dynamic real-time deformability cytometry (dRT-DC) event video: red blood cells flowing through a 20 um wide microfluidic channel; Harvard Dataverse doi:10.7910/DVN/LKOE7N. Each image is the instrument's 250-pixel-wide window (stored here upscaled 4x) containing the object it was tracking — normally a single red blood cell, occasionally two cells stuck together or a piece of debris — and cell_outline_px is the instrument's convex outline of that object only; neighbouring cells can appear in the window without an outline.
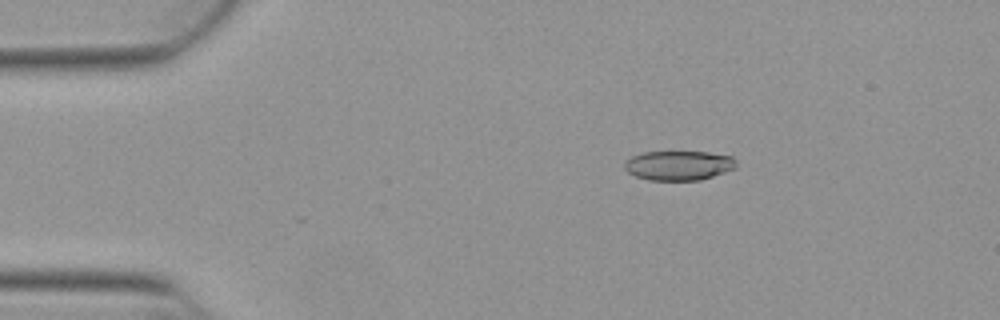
{"species": "Egyptian fruit bat (a non-hibernating species)", "species_latin": "Rousettus aegyptiacus", "temperature_condition": "warm", "stored_images_in_passage": 52, "camera_frame_rate_fps": 3000, "um_per_image_px": 0.085, "animal": {"sex": "female"}, "frame": {"image": 1, "passage_image": 8, "time_ms": 2.333, "image_size_px": [1000, 320], "cell_outline_px": [[736, 168], [700, 180], [648, 180], [636, 176], [628, 172], [624, 168], [624, 164], [632, 156], [644, 152], [708, 152], [732, 156], [736, 160]], "centroid_in_image_um": [57.7, 14.06], "position_along_channel_um": 27.3, "area_um2": 19.13}}
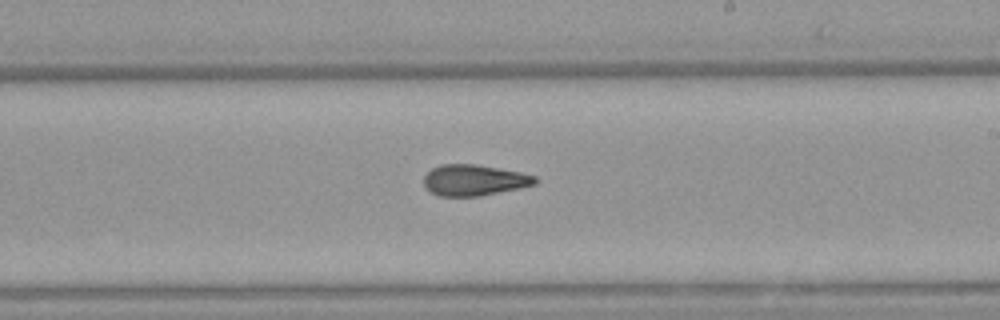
{"frame": {"image": 2, "passage_image": 30, "time_ms": 9.667, "image_size_px": [1000, 320], "cell_outline_px": [[536, 184], [520, 188], [480, 196], [440, 196], [432, 192], [424, 184], [424, 176], [432, 168], [440, 164], [476, 164], [520, 172], [536, 176]], "centroid_in_image_um": [40.31, 15.31], "position_along_channel_um": 248.7, "area_um2": 20.0}}
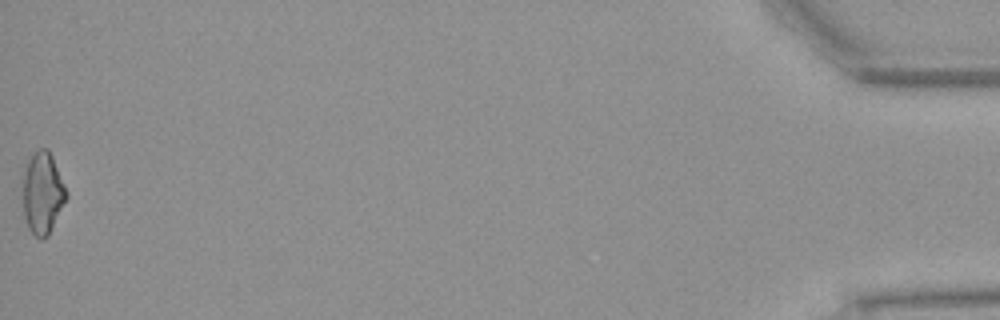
{"frame": {"image": 3, "passage_image": 52, "time_ms": 17.0, "image_size_px": [1000, 320], "cell_outline_px": [[68, 196], [48, 236], [40, 240], [28, 228], [24, 216], [24, 172], [28, 160], [40, 148], [48, 148], [52, 156], [68, 192]], "centroid_in_image_um": [3.65, 16.43], "position_along_channel_um": 431.6, "area_um2": 20.46}, "authors_computed_cell_mechanics": {"area_um2": 20.1433, "velocity_mm_per_s": 3.8728, "shape_relaxation_time_tau1_ms": null, "shape_relaxation_time_tau2_ms": 4.0754, "deformation_change_tau1": null, "deformation_change_tau2": 0.1225}}